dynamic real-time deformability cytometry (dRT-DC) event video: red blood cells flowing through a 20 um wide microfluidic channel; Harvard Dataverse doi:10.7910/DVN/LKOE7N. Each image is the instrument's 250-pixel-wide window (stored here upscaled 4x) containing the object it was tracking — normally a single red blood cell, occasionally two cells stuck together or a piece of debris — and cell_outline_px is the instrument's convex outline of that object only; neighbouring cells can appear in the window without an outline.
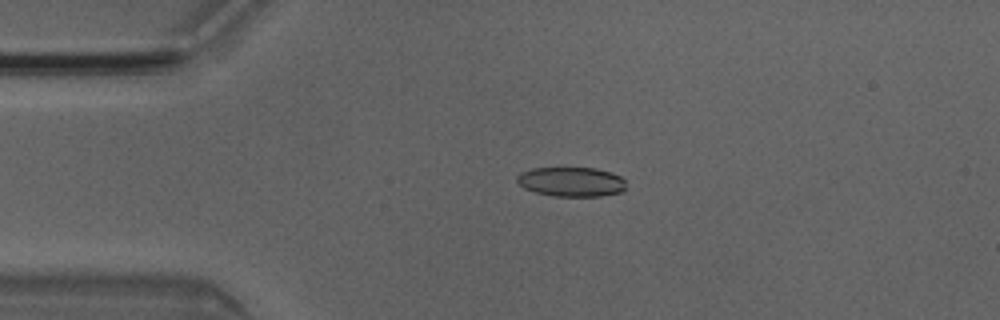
{"species": "Egyptian fruit bat (a non-hibernating species)", "species_latin": "Rousettus aegyptiacus", "temperature_condition": "room temperature", "stored_images_in_passage": 6, "camera_frame_rate_fps": 3000, "um_per_image_px": 0.085, "animal": {"sex": "male"}, "frame": {"image": 1, "passage_image": 4, "time_ms": 1.0, "image_size_px": [1000, 320], "cell_outline_px": [[624, 188], [620, 192], [600, 196], [552, 196], [536, 192], [524, 188], [516, 180], [516, 176], [520, 172], [532, 168], [596, 168], [612, 172], [620, 176], [624, 180]], "centroid_in_image_um": [48.53, 15.44], "position_along_channel_um": 36.5, "area_um2": 18.73}}